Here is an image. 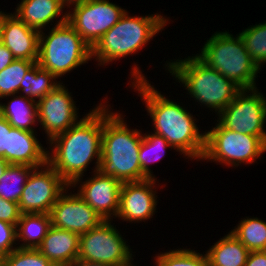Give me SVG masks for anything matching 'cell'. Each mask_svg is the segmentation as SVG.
<instances>
[{
    "label": "cell",
    "instance_id": "1",
    "mask_svg": "<svg viewBox=\"0 0 266 266\" xmlns=\"http://www.w3.org/2000/svg\"><path fill=\"white\" fill-rule=\"evenodd\" d=\"M131 80L134 92L138 91L150 115L153 133L164 137L168 143L188 159L202 160L206 133H200L196 118L185 107L166 98L146 80L137 64L133 65ZM190 157V158H189Z\"/></svg>",
    "mask_w": 266,
    "mask_h": 266
},
{
    "label": "cell",
    "instance_id": "2",
    "mask_svg": "<svg viewBox=\"0 0 266 266\" xmlns=\"http://www.w3.org/2000/svg\"><path fill=\"white\" fill-rule=\"evenodd\" d=\"M102 132L103 103L100 102L78 123L49 141L51 152L47 150V163L69 186L84 176L88 165L94 159L95 168L92 170L98 171Z\"/></svg>",
    "mask_w": 266,
    "mask_h": 266
},
{
    "label": "cell",
    "instance_id": "3",
    "mask_svg": "<svg viewBox=\"0 0 266 266\" xmlns=\"http://www.w3.org/2000/svg\"><path fill=\"white\" fill-rule=\"evenodd\" d=\"M109 106L103 104L102 149L98 171L122 183L147 179L139 163L142 131L129 129L124 116L112 112Z\"/></svg>",
    "mask_w": 266,
    "mask_h": 266
},
{
    "label": "cell",
    "instance_id": "4",
    "mask_svg": "<svg viewBox=\"0 0 266 266\" xmlns=\"http://www.w3.org/2000/svg\"><path fill=\"white\" fill-rule=\"evenodd\" d=\"M171 61V62H170ZM166 62L167 69L178 82L182 83L189 95L212 108L218 115L235 98L241 88L220 72L207 66L196 55L185 59Z\"/></svg>",
    "mask_w": 266,
    "mask_h": 266
},
{
    "label": "cell",
    "instance_id": "5",
    "mask_svg": "<svg viewBox=\"0 0 266 266\" xmlns=\"http://www.w3.org/2000/svg\"><path fill=\"white\" fill-rule=\"evenodd\" d=\"M168 20L161 14L129 16L128 11L92 48V58L99 65L135 54L164 29Z\"/></svg>",
    "mask_w": 266,
    "mask_h": 266
},
{
    "label": "cell",
    "instance_id": "6",
    "mask_svg": "<svg viewBox=\"0 0 266 266\" xmlns=\"http://www.w3.org/2000/svg\"><path fill=\"white\" fill-rule=\"evenodd\" d=\"M92 59V48L67 22L60 18L48 35L39 33L37 64L57 79Z\"/></svg>",
    "mask_w": 266,
    "mask_h": 266
},
{
    "label": "cell",
    "instance_id": "7",
    "mask_svg": "<svg viewBox=\"0 0 266 266\" xmlns=\"http://www.w3.org/2000/svg\"><path fill=\"white\" fill-rule=\"evenodd\" d=\"M196 56L207 66L232 80L241 89L256 88L260 69L252 61L239 34L215 32Z\"/></svg>",
    "mask_w": 266,
    "mask_h": 266
},
{
    "label": "cell",
    "instance_id": "8",
    "mask_svg": "<svg viewBox=\"0 0 266 266\" xmlns=\"http://www.w3.org/2000/svg\"><path fill=\"white\" fill-rule=\"evenodd\" d=\"M205 133L202 160L238 167L241 163H255L266 152V143L259 136L231 131L218 121L215 127Z\"/></svg>",
    "mask_w": 266,
    "mask_h": 266
},
{
    "label": "cell",
    "instance_id": "9",
    "mask_svg": "<svg viewBox=\"0 0 266 266\" xmlns=\"http://www.w3.org/2000/svg\"><path fill=\"white\" fill-rule=\"evenodd\" d=\"M111 220L80 235L77 260L109 266H132L133 252Z\"/></svg>",
    "mask_w": 266,
    "mask_h": 266
},
{
    "label": "cell",
    "instance_id": "10",
    "mask_svg": "<svg viewBox=\"0 0 266 266\" xmlns=\"http://www.w3.org/2000/svg\"><path fill=\"white\" fill-rule=\"evenodd\" d=\"M258 90L257 87L241 89L233 101L217 115V121L224 128L259 136L266 143V98Z\"/></svg>",
    "mask_w": 266,
    "mask_h": 266
},
{
    "label": "cell",
    "instance_id": "11",
    "mask_svg": "<svg viewBox=\"0 0 266 266\" xmlns=\"http://www.w3.org/2000/svg\"><path fill=\"white\" fill-rule=\"evenodd\" d=\"M67 10V22L91 47L124 15L125 9L109 0H87Z\"/></svg>",
    "mask_w": 266,
    "mask_h": 266
},
{
    "label": "cell",
    "instance_id": "12",
    "mask_svg": "<svg viewBox=\"0 0 266 266\" xmlns=\"http://www.w3.org/2000/svg\"><path fill=\"white\" fill-rule=\"evenodd\" d=\"M68 188L70 186L48 163L35 168L19 199L20 212L49 214L60 195Z\"/></svg>",
    "mask_w": 266,
    "mask_h": 266
},
{
    "label": "cell",
    "instance_id": "13",
    "mask_svg": "<svg viewBox=\"0 0 266 266\" xmlns=\"http://www.w3.org/2000/svg\"><path fill=\"white\" fill-rule=\"evenodd\" d=\"M61 82L49 94L37 101L38 122L47 134V140L66 132L80 120L75 101Z\"/></svg>",
    "mask_w": 266,
    "mask_h": 266
},
{
    "label": "cell",
    "instance_id": "14",
    "mask_svg": "<svg viewBox=\"0 0 266 266\" xmlns=\"http://www.w3.org/2000/svg\"><path fill=\"white\" fill-rule=\"evenodd\" d=\"M82 182L83 177L76 179L70 187L79 185L77 194L93 209L103 220L116 218L119 210L120 189L122 182L113 176L103 175L99 171ZM78 184V185H77ZM115 216V217H114Z\"/></svg>",
    "mask_w": 266,
    "mask_h": 266
},
{
    "label": "cell",
    "instance_id": "15",
    "mask_svg": "<svg viewBox=\"0 0 266 266\" xmlns=\"http://www.w3.org/2000/svg\"><path fill=\"white\" fill-rule=\"evenodd\" d=\"M68 191L66 189L51 208L52 226L81 235L104 221L77 193Z\"/></svg>",
    "mask_w": 266,
    "mask_h": 266
},
{
    "label": "cell",
    "instance_id": "16",
    "mask_svg": "<svg viewBox=\"0 0 266 266\" xmlns=\"http://www.w3.org/2000/svg\"><path fill=\"white\" fill-rule=\"evenodd\" d=\"M157 179L123 182L120 189L118 218L131 223L153 218L157 206ZM155 187V188H154ZM133 221V222H132Z\"/></svg>",
    "mask_w": 266,
    "mask_h": 266
},
{
    "label": "cell",
    "instance_id": "17",
    "mask_svg": "<svg viewBox=\"0 0 266 266\" xmlns=\"http://www.w3.org/2000/svg\"><path fill=\"white\" fill-rule=\"evenodd\" d=\"M39 33L16 15L8 13L2 25L0 42L12 52L15 59L37 61Z\"/></svg>",
    "mask_w": 266,
    "mask_h": 266
},
{
    "label": "cell",
    "instance_id": "18",
    "mask_svg": "<svg viewBox=\"0 0 266 266\" xmlns=\"http://www.w3.org/2000/svg\"><path fill=\"white\" fill-rule=\"evenodd\" d=\"M36 131L11 128L8 134V163L41 167L47 163V148L42 146Z\"/></svg>",
    "mask_w": 266,
    "mask_h": 266
},
{
    "label": "cell",
    "instance_id": "19",
    "mask_svg": "<svg viewBox=\"0 0 266 266\" xmlns=\"http://www.w3.org/2000/svg\"><path fill=\"white\" fill-rule=\"evenodd\" d=\"M80 235L51 226L37 250L55 266H72L78 258Z\"/></svg>",
    "mask_w": 266,
    "mask_h": 266
},
{
    "label": "cell",
    "instance_id": "20",
    "mask_svg": "<svg viewBox=\"0 0 266 266\" xmlns=\"http://www.w3.org/2000/svg\"><path fill=\"white\" fill-rule=\"evenodd\" d=\"M20 3V4H19ZM13 13L29 27L43 31L55 19L67 18V11L61 0H22ZM62 15V16H61Z\"/></svg>",
    "mask_w": 266,
    "mask_h": 266
},
{
    "label": "cell",
    "instance_id": "21",
    "mask_svg": "<svg viewBox=\"0 0 266 266\" xmlns=\"http://www.w3.org/2000/svg\"><path fill=\"white\" fill-rule=\"evenodd\" d=\"M51 226L50 214L22 213L16 224V241H23L18 248L37 249Z\"/></svg>",
    "mask_w": 266,
    "mask_h": 266
},
{
    "label": "cell",
    "instance_id": "22",
    "mask_svg": "<svg viewBox=\"0 0 266 266\" xmlns=\"http://www.w3.org/2000/svg\"><path fill=\"white\" fill-rule=\"evenodd\" d=\"M249 250L229 232L206 251L211 266H245Z\"/></svg>",
    "mask_w": 266,
    "mask_h": 266
},
{
    "label": "cell",
    "instance_id": "23",
    "mask_svg": "<svg viewBox=\"0 0 266 266\" xmlns=\"http://www.w3.org/2000/svg\"><path fill=\"white\" fill-rule=\"evenodd\" d=\"M12 96L7 104L0 102V114L13 128L35 131L33 125L38 124L37 101L17 94Z\"/></svg>",
    "mask_w": 266,
    "mask_h": 266
},
{
    "label": "cell",
    "instance_id": "24",
    "mask_svg": "<svg viewBox=\"0 0 266 266\" xmlns=\"http://www.w3.org/2000/svg\"><path fill=\"white\" fill-rule=\"evenodd\" d=\"M56 79L48 70L35 63L21 81L19 93L21 96L39 101L60 84ZM21 92H24L23 95Z\"/></svg>",
    "mask_w": 266,
    "mask_h": 266
},
{
    "label": "cell",
    "instance_id": "25",
    "mask_svg": "<svg viewBox=\"0 0 266 266\" xmlns=\"http://www.w3.org/2000/svg\"><path fill=\"white\" fill-rule=\"evenodd\" d=\"M250 252L266 250V222L246 217L230 231Z\"/></svg>",
    "mask_w": 266,
    "mask_h": 266
},
{
    "label": "cell",
    "instance_id": "26",
    "mask_svg": "<svg viewBox=\"0 0 266 266\" xmlns=\"http://www.w3.org/2000/svg\"><path fill=\"white\" fill-rule=\"evenodd\" d=\"M35 169L28 165L9 164L0 179V197L18 203L30 173Z\"/></svg>",
    "mask_w": 266,
    "mask_h": 266
},
{
    "label": "cell",
    "instance_id": "27",
    "mask_svg": "<svg viewBox=\"0 0 266 266\" xmlns=\"http://www.w3.org/2000/svg\"><path fill=\"white\" fill-rule=\"evenodd\" d=\"M37 61L15 59L10 65L0 71V98L7 99L14 94L19 95L21 81L25 74Z\"/></svg>",
    "mask_w": 266,
    "mask_h": 266
},
{
    "label": "cell",
    "instance_id": "28",
    "mask_svg": "<svg viewBox=\"0 0 266 266\" xmlns=\"http://www.w3.org/2000/svg\"><path fill=\"white\" fill-rule=\"evenodd\" d=\"M173 148L168 141L155 133L144 134L139 149V163L141 165L142 172L148 178H156L151 172L149 165L151 162L159 161L162 155L165 153L166 148ZM164 152V153H163Z\"/></svg>",
    "mask_w": 266,
    "mask_h": 266
},
{
    "label": "cell",
    "instance_id": "29",
    "mask_svg": "<svg viewBox=\"0 0 266 266\" xmlns=\"http://www.w3.org/2000/svg\"><path fill=\"white\" fill-rule=\"evenodd\" d=\"M252 61L259 69L266 63V21L239 32Z\"/></svg>",
    "mask_w": 266,
    "mask_h": 266
},
{
    "label": "cell",
    "instance_id": "30",
    "mask_svg": "<svg viewBox=\"0 0 266 266\" xmlns=\"http://www.w3.org/2000/svg\"><path fill=\"white\" fill-rule=\"evenodd\" d=\"M191 249L169 250L155 256L156 266H206L207 255Z\"/></svg>",
    "mask_w": 266,
    "mask_h": 266
},
{
    "label": "cell",
    "instance_id": "31",
    "mask_svg": "<svg viewBox=\"0 0 266 266\" xmlns=\"http://www.w3.org/2000/svg\"><path fill=\"white\" fill-rule=\"evenodd\" d=\"M1 266H55L37 249L16 248L0 261Z\"/></svg>",
    "mask_w": 266,
    "mask_h": 266
},
{
    "label": "cell",
    "instance_id": "32",
    "mask_svg": "<svg viewBox=\"0 0 266 266\" xmlns=\"http://www.w3.org/2000/svg\"><path fill=\"white\" fill-rule=\"evenodd\" d=\"M16 242V226L0 221V260L18 248Z\"/></svg>",
    "mask_w": 266,
    "mask_h": 266
},
{
    "label": "cell",
    "instance_id": "33",
    "mask_svg": "<svg viewBox=\"0 0 266 266\" xmlns=\"http://www.w3.org/2000/svg\"><path fill=\"white\" fill-rule=\"evenodd\" d=\"M21 214L18 203L0 197V221L16 226Z\"/></svg>",
    "mask_w": 266,
    "mask_h": 266
},
{
    "label": "cell",
    "instance_id": "34",
    "mask_svg": "<svg viewBox=\"0 0 266 266\" xmlns=\"http://www.w3.org/2000/svg\"><path fill=\"white\" fill-rule=\"evenodd\" d=\"M12 126L0 114V157L8 162V134Z\"/></svg>",
    "mask_w": 266,
    "mask_h": 266
},
{
    "label": "cell",
    "instance_id": "35",
    "mask_svg": "<svg viewBox=\"0 0 266 266\" xmlns=\"http://www.w3.org/2000/svg\"><path fill=\"white\" fill-rule=\"evenodd\" d=\"M245 266H266V250L249 252Z\"/></svg>",
    "mask_w": 266,
    "mask_h": 266
},
{
    "label": "cell",
    "instance_id": "36",
    "mask_svg": "<svg viewBox=\"0 0 266 266\" xmlns=\"http://www.w3.org/2000/svg\"><path fill=\"white\" fill-rule=\"evenodd\" d=\"M15 60L12 52L0 42V71L6 68Z\"/></svg>",
    "mask_w": 266,
    "mask_h": 266
},
{
    "label": "cell",
    "instance_id": "37",
    "mask_svg": "<svg viewBox=\"0 0 266 266\" xmlns=\"http://www.w3.org/2000/svg\"><path fill=\"white\" fill-rule=\"evenodd\" d=\"M72 266H109L96 262H89L85 260H77Z\"/></svg>",
    "mask_w": 266,
    "mask_h": 266
},
{
    "label": "cell",
    "instance_id": "38",
    "mask_svg": "<svg viewBox=\"0 0 266 266\" xmlns=\"http://www.w3.org/2000/svg\"><path fill=\"white\" fill-rule=\"evenodd\" d=\"M62 4L66 7L68 6V8H70V6L76 5V4H80L83 3L87 0H61Z\"/></svg>",
    "mask_w": 266,
    "mask_h": 266
},
{
    "label": "cell",
    "instance_id": "39",
    "mask_svg": "<svg viewBox=\"0 0 266 266\" xmlns=\"http://www.w3.org/2000/svg\"><path fill=\"white\" fill-rule=\"evenodd\" d=\"M9 166V163L5 161L2 157H0V179L3 176L4 171Z\"/></svg>",
    "mask_w": 266,
    "mask_h": 266
},
{
    "label": "cell",
    "instance_id": "40",
    "mask_svg": "<svg viewBox=\"0 0 266 266\" xmlns=\"http://www.w3.org/2000/svg\"><path fill=\"white\" fill-rule=\"evenodd\" d=\"M6 12L0 11V41H1V32H2V25L4 22L5 17L8 15Z\"/></svg>",
    "mask_w": 266,
    "mask_h": 266
}]
</instances>
